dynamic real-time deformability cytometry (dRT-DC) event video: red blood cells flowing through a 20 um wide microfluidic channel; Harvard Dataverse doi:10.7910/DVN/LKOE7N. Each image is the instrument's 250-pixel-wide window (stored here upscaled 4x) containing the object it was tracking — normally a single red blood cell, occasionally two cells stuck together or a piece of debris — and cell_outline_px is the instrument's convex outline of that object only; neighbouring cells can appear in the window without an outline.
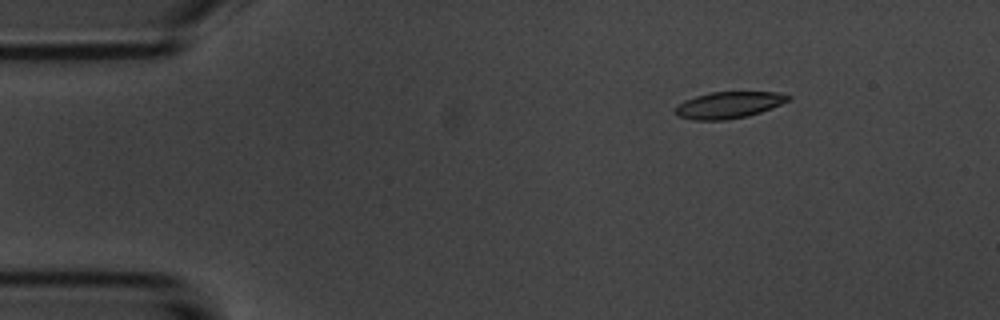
{"species": "common noctule bat (a hibernating species)", "species_latin": "Nyctalus noctula", "temperature_condition": "room temperature", "stored_images_in_passage": 3, "camera_frame_rate_fps": 3000, "um_per_image_px": 0.085, "animal": {"sex": "male", "body_mass_g": 20.1, "forearm_length_mm": 53.5}, "frame": {"image": 1, "passage_image": 1, "time_ms": 0.0, "image_size_px": [1000, 320], "cell_outline_px": [[792, 100], [772, 108], [748, 116], [724, 120], [692, 120], [676, 116], [672, 112], [676, 104], [684, 100], [696, 96], [712, 92], [776, 92], [792, 96]], "centroid_in_image_um": [61.9, 8.93], "position_along_channel_um": 23.1, "area_um2": 17.8}}